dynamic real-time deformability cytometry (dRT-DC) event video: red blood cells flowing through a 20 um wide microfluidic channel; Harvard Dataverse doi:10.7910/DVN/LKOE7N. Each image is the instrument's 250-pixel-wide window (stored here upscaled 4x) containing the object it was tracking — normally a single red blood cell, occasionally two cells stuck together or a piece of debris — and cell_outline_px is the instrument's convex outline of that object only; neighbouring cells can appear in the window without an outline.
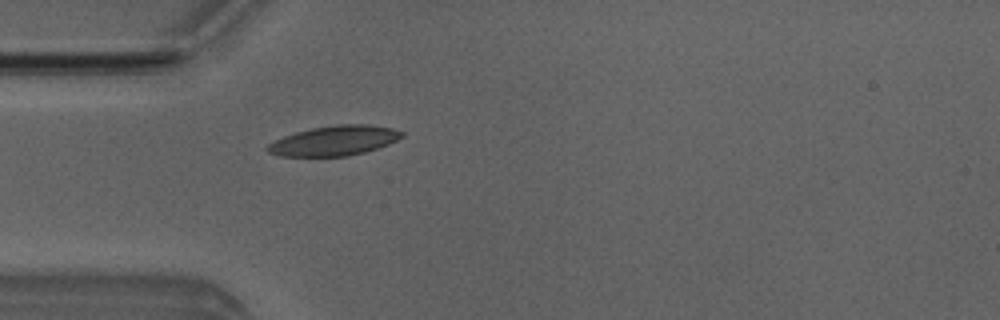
{"species": "Egyptian fruit bat (a non-hibernating species)", "species_latin": "Rousettus aegyptiacus", "temperature_condition": "room temperature", "stored_images_in_passage": 5, "camera_frame_rate_fps": 3000, "um_per_image_px": 0.085, "animal": {"sex": "male"}, "frame": {"image": 1, "passage_image": 5, "time_ms": 4.667, "image_size_px": [1000, 320], "cell_outline_px": [[404, 136], [388, 144], [364, 152], [348, 156], [280, 156], [268, 152], [264, 148], [268, 144], [284, 136], [296, 132], [312, 128], [340, 124], [368, 124], [392, 128], [404, 132]], "centroid_in_image_um": [28.41, 11.95], "position_along_channel_um": 56.6, "area_um2": 23.24}}